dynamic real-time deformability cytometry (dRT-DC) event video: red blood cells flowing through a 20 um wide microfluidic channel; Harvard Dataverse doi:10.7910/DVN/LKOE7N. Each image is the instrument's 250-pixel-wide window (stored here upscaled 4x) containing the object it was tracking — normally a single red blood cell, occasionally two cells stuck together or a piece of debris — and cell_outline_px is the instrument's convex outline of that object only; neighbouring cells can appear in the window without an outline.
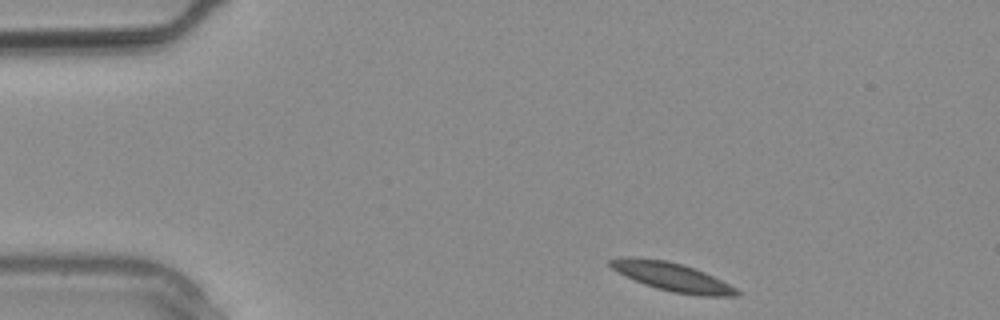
{"species": "common noctule bat (a hibernating species)", "species_latin": "Nyctalus noctula", "temperature_condition": "warm", "stored_images_in_passage": 2, "camera_frame_rate_fps": 3000, "um_per_image_px": 0.085, "animal": {"sex": "male", "body_mass_g": 20.4}, "frame": {"image": 1, "passage_image": 1, "time_ms": 0.0, "image_size_px": [1000, 320], "cell_outline_px": [[740, 296], [700, 296], [672, 292], [656, 288], [644, 284], [612, 268], [608, 264], [608, 260], [624, 256], [636, 256], [664, 260], [680, 264], [704, 272], [736, 288], [740, 292]], "centroid_in_image_um": [57.12, 23.53], "position_along_channel_um": 27.9, "area_um2": 20.75}}